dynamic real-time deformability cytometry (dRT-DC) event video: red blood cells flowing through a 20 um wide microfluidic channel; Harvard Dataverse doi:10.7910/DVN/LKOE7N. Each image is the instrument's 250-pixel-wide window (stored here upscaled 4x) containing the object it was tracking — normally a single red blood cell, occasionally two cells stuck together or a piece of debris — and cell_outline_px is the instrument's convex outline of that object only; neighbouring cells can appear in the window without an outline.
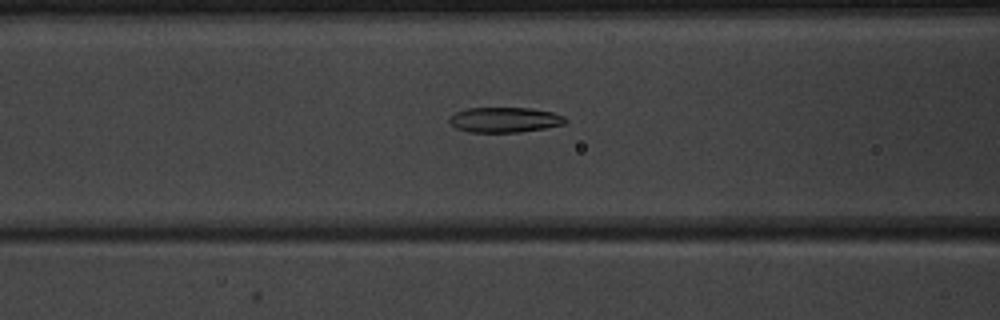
{"species": "common noctule bat (a hibernating species)", "species_latin": "Nyctalus noctula", "temperature_condition": "warm", "stored_images_in_passage": 53, "camera_frame_rate_fps": 3000, "um_per_image_px": 0.085, "animal": {"sex": "male", "body_mass_g": 20.1, "forearm_length_mm": 53.5}, "frame": {"image": 1, "passage_image": 23, "time_ms": 7.333, "image_size_px": [1000, 320], "cell_outline_px": [[568, 120], [564, 124], [544, 128], [520, 132], [472, 132], [456, 128], [448, 120], [456, 112], [468, 108], [528, 108], [552, 112], [564, 116]], "centroid_in_image_um": [42.92, 10.18], "position_along_channel_um": 123.7, "area_um2": 16.82}}
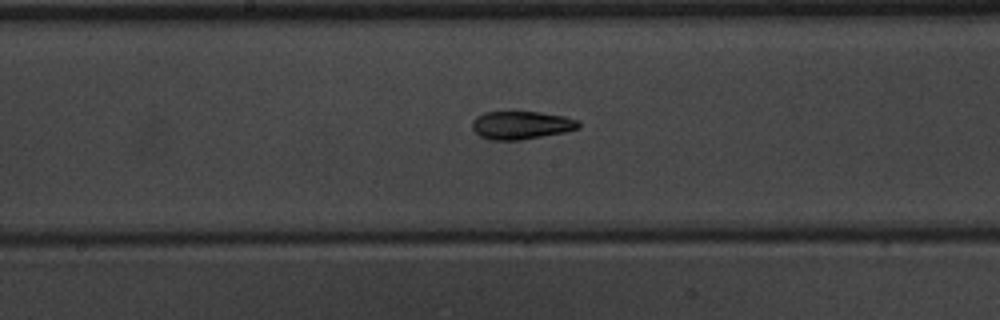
{"frame": {"image": 2, "passage_image": 29, "time_ms": 9.333, "image_size_px": [1000, 320], "cell_outline_px": [[580, 128], [564, 132], [520, 140], [488, 140], [480, 136], [472, 128], [472, 120], [476, 116], [484, 112], [540, 112], [564, 116], [580, 120]], "centroid_in_image_um": [44.31, 10.64], "position_along_channel_um": 203.9, "area_um2": 17.51}}
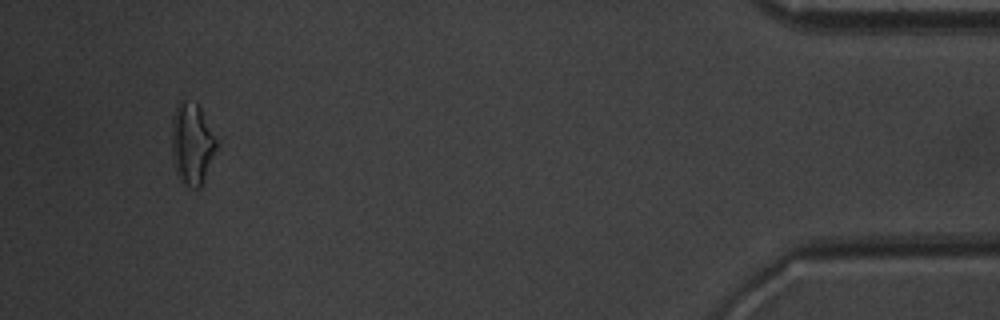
{"frame": {"image": 3, "passage_image": 50, "time_ms": 16.333, "image_size_px": [1000, 320], "cell_outline_px": [[216, 148], [204, 180], [200, 188], [192, 188], [184, 184], [176, 172], [172, 152], [172, 116], [176, 104], [180, 100], [184, 100], [196, 104], [200, 108], [216, 140]], "centroid_in_image_um": [16.29, 12.22], "position_along_channel_um": 418.9, "area_um2": 20.87}, "authors_computed_cell_mechanics": {"area_um2": 18.0336, "velocity_mm_per_s": 3.9992, "shape_relaxation_time_tau1_ms": 5.3152, "shape_relaxation_time_tau2_ms": 3.4364, "deformation_change_tau1": 0.173, "deformation_change_tau2": 0.1087}}